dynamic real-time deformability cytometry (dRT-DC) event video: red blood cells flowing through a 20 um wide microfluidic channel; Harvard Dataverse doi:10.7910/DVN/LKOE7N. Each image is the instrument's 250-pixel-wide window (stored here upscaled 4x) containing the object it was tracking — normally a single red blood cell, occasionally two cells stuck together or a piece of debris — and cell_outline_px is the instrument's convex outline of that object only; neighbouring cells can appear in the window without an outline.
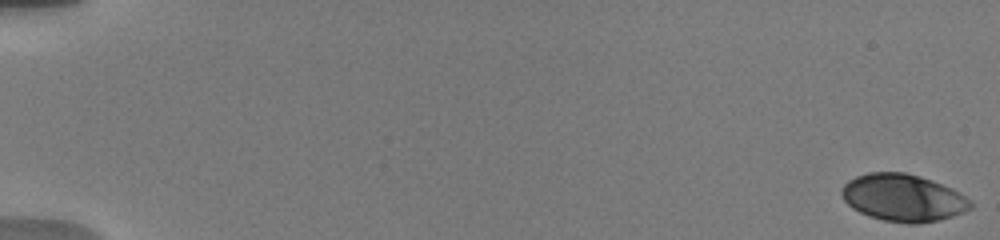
{"species": "human", "species_latin": "Homo sapiens", "temperature_condition": "warm", "stored_images_in_passage": 52, "camera_frame_rate_fps": 3000, "um_per_image_px": 0.085, "donor": {"sex": "male"}, "frame": {"image": 1, "passage_image": 1, "time_ms": 0.0, "image_size_px": [1000, 240], "cell_outline_px": [[972, 208], [964, 212], [952, 216], [936, 220], [916, 224], [908, 224], [884, 220], [868, 216], [852, 208], [844, 200], [840, 192], [840, 188], [848, 180], [856, 176], [868, 172], [904, 172], [920, 176], [932, 180], [952, 188], [972, 200]], "centroid_in_image_um": [76.76, 16.8], "position_along_channel_um": 8.2, "area_um2": 35.66}}
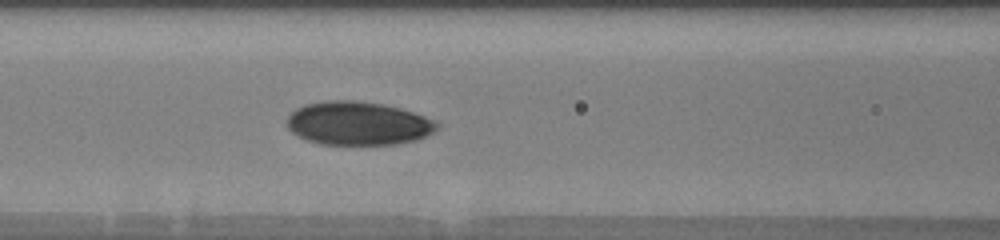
{"frame": {"image": 2, "passage_image": 26, "time_ms": 8.333, "image_size_px": [1000, 240], "cell_outline_px": [[440, 124], [432, 132], [416, 140], [396, 144], [320, 144], [296, 136], [288, 128], [288, 116], [296, 108], [304, 104], [328, 100], [352, 100], [384, 104], [400, 108], [436, 120]], "centroid_in_image_um": [30.42, 10.48], "position_along_channel_um": 136.2, "area_um2": 37.97}}
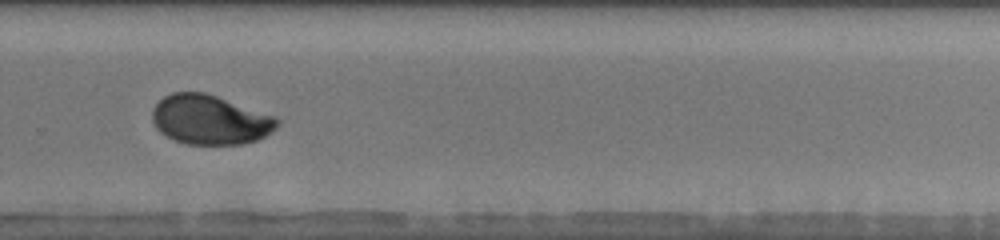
{"frame": {"image": 3, "passage_image": 40, "time_ms": 13.0, "image_size_px": [1000, 240], "cell_outline_px": [[280, 124], [272, 132], [256, 140], [244, 144], [184, 144], [164, 136], [156, 128], [152, 120], [152, 108], [164, 96], [172, 92], [204, 92], [276, 116], [280, 120]], "centroid_in_image_um": [17.84, 10.18], "position_along_channel_um": 312.0, "area_um2": 36.24}}